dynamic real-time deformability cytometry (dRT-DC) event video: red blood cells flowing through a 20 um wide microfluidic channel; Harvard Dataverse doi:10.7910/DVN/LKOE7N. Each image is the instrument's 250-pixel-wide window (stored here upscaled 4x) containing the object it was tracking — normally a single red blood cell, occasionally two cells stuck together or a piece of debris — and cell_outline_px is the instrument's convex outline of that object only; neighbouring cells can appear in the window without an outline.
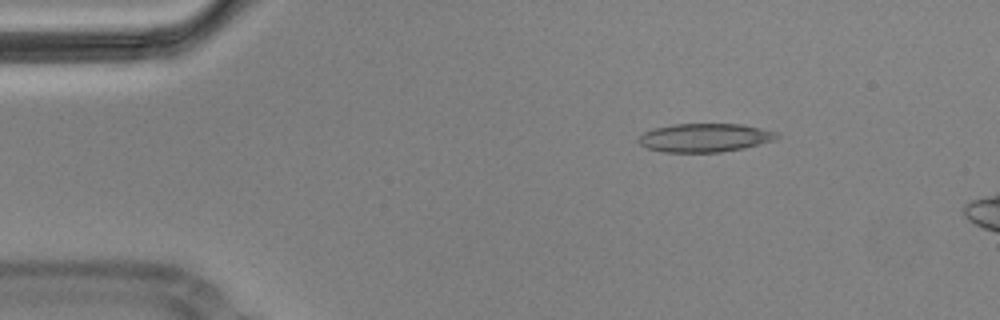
{"species": "Egyptian fruit bat (a non-hibernating species)", "species_latin": "Rousettus aegyptiacus", "temperature_condition": "cold", "stored_images_in_passage": 4, "camera_frame_rate_fps": 3000, "um_per_image_px": 0.085, "animal": {"sex": "male"}, "frame": {"image": 1, "passage_image": 4, "time_ms": 1.0, "image_size_px": [1000, 320], "cell_outline_px": [[780, 136], [772, 140], [760, 144], [744, 148], [720, 152], [664, 152], [648, 148], [640, 144], [636, 140], [644, 132], [656, 128], [676, 124], [740, 124], [760, 128], [776, 132]], "centroid_in_image_um": [59.9, 11.71], "position_along_channel_um": 25.1, "area_um2": 22.77}}